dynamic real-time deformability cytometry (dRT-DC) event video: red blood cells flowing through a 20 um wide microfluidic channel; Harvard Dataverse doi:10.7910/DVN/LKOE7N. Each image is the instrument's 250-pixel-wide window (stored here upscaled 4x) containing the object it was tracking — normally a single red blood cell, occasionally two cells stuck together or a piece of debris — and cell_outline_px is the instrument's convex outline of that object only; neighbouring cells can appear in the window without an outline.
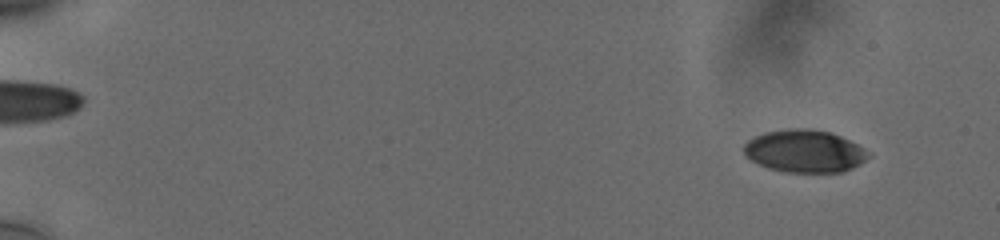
{"species": "human", "species_latin": "Homo sapiens", "temperature_condition": "cold", "stored_images_in_passage": 57, "camera_frame_rate_fps": 3000, "um_per_image_px": 0.085, "donor": {"sex": "male"}, "frame": {"image": 1, "passage_image": 5, "time_ms": 1.333, "image_size_px": [1000, 240], "cell_outline_px": [[868, 156], [864, 160], [852, 168], [840, 172], [788, 172], [768, 168], [752, 160], [744, 152], [744, 144], [748, 140], [764, 132], [788, 128], [812, 128], [832, 132], [856, 144]], "centroid_in_image_um": [68.34, 12.83], "position_along_channel_um": 16.7, "area_um2": 30.4}}
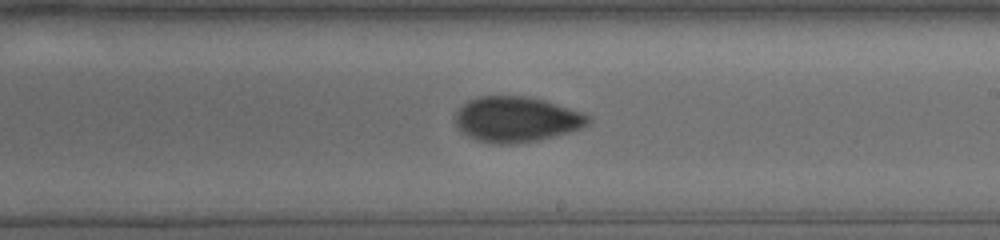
{"frame": {"image": 2, "passage_image": 36, "time_ms": 11.667, "image_size_px": [1000, 240], "cell_outline_px": [[592, 124], [568, 132], [540, 140], [516, 144], [492, 144], [476, 140], [460, 132], [456, 128], [452, 120], [456, 108], [468, 100], [476, 96], [532, 96], [584, 112], [592, 116]], "centroid_in_image_um": [43.86, 10.14], "position_along_channel_um": 245.1, "area_um2": 36.3}}
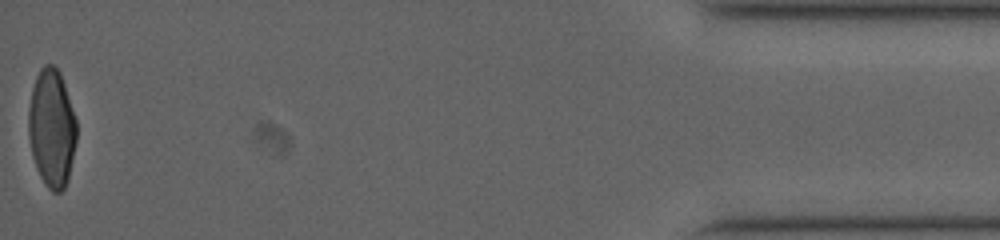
{"frame": {"image": 3, "passage_image": 57, "time_ms": 18.667, "image_size_px": [1000, 240], "cell_outline_px": [[76, 140], [68, 180], [64, 188], [60, 192], [52, 192], [44, 184], [36, 168], [32, 156], [28, 136], [28, 112], [32, 88], [36, 76], [40, 68], [44, 64], [52, 64], [60, 72], [76, 120]], "centroid_in_image_um": [4.38, 10.9], "position_along_channel_um": 430.8, "area_um2": 33.12}, "authors_computed_cell_mechanics": {"area_um2": 33.235, "velocity_mm_per_s": 3.7833, "shape_relaxation_time_tau1_ms": 7.7895, "shape_relaxation_time_tau2_ms": 2.0223, "deformation_change_tau1": 0.1936, "deformation_change_tau2": 0.0609}}